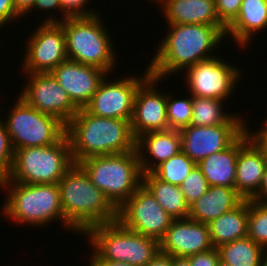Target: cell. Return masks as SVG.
Wrapping results in <instances>:
<instances>
[{
	"instance_id": "cell-1",
	"label": "cell",
	"mask_w": 267,
	"mask_h": 266,
	"mask_svg": "<svg viewBox=\"0 0 267 266\" xmlns=\"http://www.w3.org/2000/svg\"><path fill=\"white\" fill-rule=\"evenodd\" d=\"M169 29L149 62L150 74L166 79L198 62L216 57L211 54L226 39V27L205 24H168ZM222 41V42H221ZM180 71V72H179Z\"/></svg>"
},
{
	"instance_id": "cell-2",
	"label": "cell",
	"mask_w": 267,
	"mask_h": 266,
	"mask_svg": "<svg viewBox=\"0 0 267 266\" xmlns=\"http://www.w3.org/2000/svg\"><path fill=\"white\" fill-rule=\"evenodd\" d=\"M75 163L94 157L136 150L129 120L92 115L84 108L66 125Z\"/></svg>"
},
{
	"instance_id": "cell-3",
	"label": "cell",
	"mask_w": 267,
	"mask_h": 266,
	"mask_svg": "<svg viewBox=\"0 0 267 266\" xmlns=\"http://www.w3.org/2000/svg\"><path fill=\"white\" fill-rule=\"evenodd\" d=\"M64 219L76 234L91 227L117 221V208L99 190L79 163L58 182Z\"/></svg>"
},
{
	"instance_id": "cell-4",
	"label": "cell",
	"mask_w": 267,
	"mask_h": 266,
	"mask_svg": "<svg viewBox=\"0 0 267 266\" xmlns=\"http://www.w3.org/2000/svg\"><path fill=\"white\" fill-rule=\"evenodd\" d=\"M0 189H7L1 213L17 225L45 227L55 220L64 228L75 232L64 219L58 184H24L14 181H0Z\"/></svg>"
},
{
	"instance_id": "cell-5",
	"label": "cell",
	"mask_w": 267,
	"mask_h": 266,
	"mask_svg": "<svg viewBox=\"0 0 267 266\" xmlns=\"http://www.w3.org/2000/svg\"><path fill=\"white\" fill-rule=\"evenodd\" d=\"M99 13L67 17L59 23L65 33L68 59L100 68L111 75L117 55L113 39Z\"/></svg>"
},
{
	"instance_id": "cell-6",
	"label": "cell",
	"mask_w": 267,
	"mask_h": 266,
	"mask_svg": "<svg viewBox=\"0 0 267 266\" xmlns=\"http://www.w3.org/2000/svg\"><path fill=\"white\" fill-rule=\"evenodd\" d=\"M92 184L118 209L142 185V170L137 150L94 156L79 162Z\"/></svg>"
},
{
	"instance_id": "cell-7",
	"label": "cell",
	"mask_w": 267,
	"mask_h": 266,
	"mask_svg": "<svg viewBox=\"0 0 267 266\" xmlns=\"http://www.w3.org/2000/svg\"><path fill=\"white\" fill-rule=\"evenodd\" d=\"M83 237L101 260L146 266L160 252L158 240L129 230L118 221L93 226Z\"/></svg>"
},
{
	"instance_id": "cell-8",
	"label": "cell",
	"mask_w": 267,
	"mask_h": 266,
	"mask_svg": "<svg viewBox=\"0 0 267 266\" xmlns=\"http://www.w3.org/2000/svg\"><path fill=\"white\" fill-rule=\"evenodd\" d=\"M74 163L70 141L65 135L56 144L16 149L12 170L1 181L58 184Z\"/></svg>"
},
{
	"instance_id": "cell-9",
	"label": "cell",
	"mask_w": 267,
	"mask_h": 266,
	"mask_svg": "<svg viewBox=\"0 0 267 266\" xmlns=\"http://www.w3.org/2000/svg\"><path fill=\"white\" fill-rule=\"evenodd\" d=\"M12 106L4 122L14 151L56 144L66 135V125L62 121L30 106L19 95Z\"/></svg>"
},
{
	"instance_id": "cell-10",
	"label": "cell",
	"mask_w": 267,
	"mask_h": 266,
	"mask_svg": "<svg viewBox=\"0 0 267 266\" xmlns=\"http://www.w3.org/2000/svg\"><path fill=\"white\" fill-rule=\"evenodd\" d=\"M240 70L234 63L216 56L188 67L182 74L186 71L188 94L227 101L237 90L236 85L243 75Z\"/></svg>"
},
{
	"instance_id": "cell-11",
	"label": "cell",
	"mask_w": 267,
	"mask_h": 266,
	"mask_svg": "<svg viewBox=\"0 0 267 266\" xmlns=\"http://www.w3.org/2000/svg\"><path fill=\"white\" fill-rule=\"evenodd\" d=\"M173 220L143 184L117 209L123 227L159 242Z\"/></svg>"
},
{
	"instance_id": "cell-12",
	"label": "cell",
	"mask_w": 267,
	"mask_h": 266,
	"mask_svg": "<svg viewBox=\"0 0 267 266\" xmlns=\"http://www.w3.org/2000/svg\"><path fill=\"white\" fill-rule=\"evenodd\" d=\"M140 76H127L110 81L108 75L100 82L84 109L92 115L104 118L129 120L133 115L134 99L138 87L151 75L148 67ZM108 78V79H107Z\"/></svg>"
},
{
	"instance_id": "cell-13",
	"label": "cell",
	"mask_w": 267,
	"mask_h": 266,
	"mask_svg": "<svg viewBox=\"0 0 267 266\" xmlns=\"http://www.w3.org/2000/svg\"><path fill=\"white\" fill-rule=\"evenodd\" d=\"M31 32L34 33L26 41L22 73H51L68 59L65 33L59 22H42Z\"/></svg>"
},
{
	"instance_id": "cell-14",
	"label": "cell",
	"mask_w": 267,
	"mask_h": 266,
	"mask_svg": "<svg viewBox=\"0 0 267 266\" xmlns=\"http://www.w3.org/2000/svg\"><path fill=\"white\" fill-rule=\"evenodd\" d=\"M27 84L19 93L30 106L42 113L57 117L65 125L78 113L79 108L51 73H24Z\"/></svg>"
},
{
	"instance_id": "cell-15",
	"label": "cell",
	"mask_w": 267,
	"mask_h": 266,
	"mask_svg": "<svg viewBox=\"0 0 267 266\" xmlns=\"http://www.w3.org/2000/svg\"><path fill=\"white\" fill-rule=\"evenodd\" d=\"M248 124H220L214 126L189 125L179 130L181 151L196 164L212 153L228 148Z\"/></svg>"
},
{
	"instance_id": "cell-16",
	"label": "cell",
	"mask_w": 267,
	"mask_h": 266,
	"mask_svg": "<svg viewBox=\"0 0 267 266\" xmlns=\"http://www.w3.org/2000/svg\"><path fill=\"white\" fill-rule=\"evenodd\" d=\"M159 82L161 79L150 75L136 91L131 119L135 139L148 132L169 129L166 93L159 91Z\"/></svg>"
},
{
	"instance_id": "cell-17",
	"label": "cell",
	"mask_w": 267,
	"mask_h": 266,
	"mask_svg": "<svg viewBox=\"0 0 267 266\" xmlns=\"http://www.w3.org/2000/svg\"><path fill=\"white\" fill-rule=\"evenodd\" d=\"M213 248L209 226L189 218L174 219L160 241V251L172 257H189Z\"/></svg>"
},
{
	"instance_id": "cell-18",
	"label": "cell",
	"mask_w": 267,
	"mask_h": 266,
	"mask_svg": "<svg viewBox=\"0 0 267 266\" xmlns=\"http://www.w3.org/2000/svg\"><path fill=\"white\" fill-rule=\"evenodd\" d=\"M51 74L79 109L89 103L100 82L108 75L100 68L69 59L59 64Z\"/></svg>"
},
{
	"instance_id": "cell-19",
	"label": "cell",
	"mask_w": 267,
	"mask_h": 266,
	"mask_svg": "<svg viewBox=\"0 0 267 266\" xmlns=\"http://www.w3.org/2000/svg\"><path fill=\"white\" fill-rule=\"evenodd\" d=\"M267 162L259 146L245 130L239 136L235 189L244 200H257Z\"/></svg>"
},
{
	"instance_id": "cell-20",
	"label": "cell",
	"mask_w": 267,
	"mask_h": 266,
	"mask_svg": "<svg viewBox=\"0 0 267 266\" xmlns=\"http://www.w3.org/2000/svg\"><path fill=\"white\" fill-rule=\"evenodd\" d=\"M136 150L142 173L152 172L181 151V134L173 129L142 134L136 139Z\"/></svg>"
},
{
	"instance_id": "cell-21",
	"label": "cell",
	"mask_w": 267,
	"mask_h": 266,
	"mask_svg": "<svg viewBox=\"0 0 267 266\" xmlns=\"http://www.w3.org/2000/svg\"><path fill=\"white\" fill-rule=\"evenodd\" d=\"M166 24H205L226 27L218 18L215 0H159Z\"/></svg>"
},
{
	"instance_id": "cell-22",
	"label": "cell",
	"mask_w": 267,
	"mask_h": 266,
	"mask_svg": "<svg viewBox=\"0 0 267 266\" xmlns=\"http://www.w3.org/2000/svg\"><path fill=\"white\" fill-rule=\"evenodd\" d=\"M266 28L267 0H242L237 17L226 27V40L232 39L244 50L254 34Z\"/></svg>"
},
{
	"instance_id": "cell-23",
	"label": "cell",
	"mask_w": 267,
	"mask_h": 266,
	"mask_svg": "<svg viewBox=\"0 0 267 266\" xmlns=\"http://www.w3.org/2000/svg\"><path fill=\"white\" fill-rule=\"evenodd\" d=\"M243 200L235 188L209 186L208 190L189 206L188 218L209 224L238 206Z\"/></svg>"
},
{
	"instance_id": "cell-24",
	"label": "cell",
	"mask_w": 267,
	"mask_h": 266,
	"mask_svg": "<svg viewBox=\"0 0 267 266\" xmlns=\"http://www.w3.org/2000/svg\"><path fill=\"white\" fill-rule=\"evenodd\" d=\"M239 137L226 149L212 153L197 163L209 186L235 188Z\"/></svg>"
},
{
	"instance_id": "cell-25",
	"label": "cell",
	"mask_w": 267,
	"mask_h": 266,
	"mask_svg": "<svg viewBox=\"0 0 267 266\" xmlns=\"http://www.w3.org/2000/svg\"><path fill=\"white\" fill-rule=\"evenodd\" d=\"M249 200H243L238 206L212 220L209 226L213 247L247 237Z\"/></svg>"
},
{
	"instance_id": "cell-26",
	"label": "cell",
	"mask_w": 267,
	"mask_h": 266,
	"mask_svg": "<svg viewBox=\"0 0 267 266\" xmlns=\"http://www.w3.org/2000/svg\"><path fill=\"white\" fill-rule=\"evenodd\" d=\"M142 184L173 219L188 218L189 206L179 186L158 179L152 172L143 173Z\"/></svg>"
},
{
	"instance_id": "cell-27",
	"label": "cell",
	"mask_w": 267,
	"mask_h": 266,
	"mask_svg": "<svg viewBox=\"0 0 267 266\" xmlns=\"http://www.w3.org/2000/svg\"><path fill=\"white\" fill-rule=\"evenodd\" d=\"M226 102L227 101L221 99L192 96V116L190 125L214 126L220 124H246L245 116H243V120V117L239 114H232L223 110V105L226 104Z\"/></svg>"
},
{
	"instance_id": "cell-28",
	"label": "cell",
	"mask_w": 267,
	"mask_h": 266,
	"mask_svg": "<svg viewBox=\"0 0 267 266\" xmlns=\"http://www.w3.org/2000/svg\"><path fill=\"white\" fill-rule=\"evenodd\" d=\"M220 261L231 266H260L265 250L244 237L217 248Z\"/></svg>"
},
{
	"instance_id": "cell-29",
	"label": "cell",
	"mask_w": 267,
	"mask_h": 266,
	"mask_svg": "<svg viewBox=\"0 0 267 266\" xmlns=\"http://www.w3.org/2000/svg\"><path fill=\"white\" fill-rule=\"evenodd\" d=\"M197 164L182 151L159 164L152 173L160 180L181 186L185 177Z\"/></svg>"
},
{
	"instance_id": "cell-30",
	"label": "cell",
	"mask_w": 267,
	"mask_h": 266,
	"mask_svg": "<svg viewBox=\"0 0 267 266\" xmlns=\"http://www.w3.org/2000/svg\"><path fill=\"white\" fill-rule=\"evenodd\" d=\"M247 237L267 250V202L249 200Z\"/></svg>"
},
{
	"instance_id": "cell-31",
	"label": "cell",
	"mask_w": 267,
	"mask_h": 266,
	"mask_svg": "<svg viewBox=\"0 0 267 266\" xmlns=\"http://www.w3.org/2000/svg\"><path fill=\"white\" fill-rule=\"evenodd\" d=\"M187 97V98H186ZM176 98L173 93H166L167 119L169 129L180 130L191 124L192 95Z\"/></svg>"
},
{
	"instance_id": "cell-32",
	"label": "cell",
	"mask_w": 267,
	"mask_h": 266,
	"mask_svg": "<svg viewBox=\"0 0 267 266\" xmlns=\"http://www.w3.org/2000/svg\"><path fill=\"white\" fill-rule=\"evenodd\" d=\"M188 206L202 196L209 188L205 176L196 165L180 186Z\"/></svg>"
},
{
	"instance_id": "cell-33",
	"label": "cell",
	"mask_w": 267,
	"mask_h": 266,
	"mask_svg": "<svg viewBox=\"0 0 267 266\" xmlns=\"http://www.w3.org/2000/svg\"><path fill=\"white\" fill-rule=\"evenodd\" d=\"M5 109L0 107V115ZM2 120V121H1ZM0 116V181L7 178L12 170L14 150L12 148L6 124Z\"/></svg>"
},
{
	"instance_id": "cell-34",
	"label": "cell",
	"mask_w": 267,
	"mask_h": 266,
	"mask_svg": "<svg viewBox=\"0 0 267 266\" xmlns=\"http://www.w3.org/2000/svg\"><path fill=\"white\" fill-rule=\"evenodd\" d=\"M242 0H215L219 20L227 27L238 15Z\"/></svg>"
},
{
	"instance_id": "cell-35",
	"label": "cell",
	"mask_w": 267,
	"mask_h": 266,
	"mask_svg": "<svg viewBox=\"0 0 267 266\" xmlns=\"http://www.w3.org/2000/svg\"><path fill=\"white\" fill-rule=\"evenodd\" d=\"M39 9V10H38ZM45 11L46 13H48V11H53L55 12L56 11H61L60 14H59V18L55 16V14H52L47 16L45 19H43L42 22H61L63 21L65 18L69 17L62 9V6H61V3H60V0H35V3L33 5V8L27 13H31V11ZM61 17V18H60ZM57 18V19H56Z\"/></svg>"
},
{
	"instance_id": "cell-36",
	"label": "cell",
	"mask_w": 267,
	"mask_h": 266,
	"mask_svg": "<svg viewBox=\"0 0 267 266\" xmlns=\"http://www.w3.org/2000/svg\"><path fill=\"white\" fill-rule=\"evenodd\" d=\"M90 2L91 0H60L63 11L69 17L89 16L98 13L94 9L85 8V6H89L88 3Z\"/></svg>"
},
{
	"instance_id": "cell-37",
	"label": "cell",
	"mask_w": 267,
	"mask_h": 266,
	"mask_svg": "<svg viewBox=\"0 0 267 266\" xmlns=\"http://www.w3.org/2000/svg\"><path fill=\"white\" fill-rule=\"evenodd\" d=\"M187 258L191 266H218L220 261L218 250L215 247Z\"/></svg>"
},
{
	"instance_id": "cell-38",
	"label": "cell",
	"mask_w": 267,
	"mask_h": 266,
	"mask_svg": "<svg viewBox=\"0 0 267 266\" xmlns=\"http://www.w3.org/2000/svg\"><path fill=\"white\" fill-rule=\"evenodd\" d=\"M22 16L16 11L13 0H0V26L20 20Z\"/></svg>"
},
{
	"instance_id": "cell-39",
	"label": "cell",
	"mask_w": 267,
	"mask_h": 266,
	"mask_svg": "<svg viewBox=\"0 0 267 266\" xmlns=\"http://www.w3.org/2000/svg\"><path fill=\"white\" fill-rule=\"evenodd\" d=\"M246 130L249 132L250 138L259 146L262 150L265 160L267 162V130L260 127L258 130L256 129L255 133L251 132V128L246 127ZM251 132V133H250Z\"/></svg>"
},
{
	"instance_id": "cell-40",
	"label": "cell",
	"mask_w": 267,
	"mask_h": 266,
	"mask_svg": "<svg viewBox=\"0 0 267 266\" xmlns=\"http://www.w3.org/2000/svg\"><path fill=\"white\" fill-rule=\"evenodd\" d=\"M89 260L90 266H132L126 262L101 260L93 251Z\"/></svg>"
},
{
	"instance_id": "cell-41",
	"label": "cell",
	"mask_w": 267,
	"mask_h": 266,
	"mask_svg": "<svg viewBox=\"0 0 267 266\" xmlns=\"http://www.w3.org/2000/svg\"><path fill=\"white\" fill-rule=\"evenodd\" d=\"M146 266H172V256L160 251Z\"/></svg>"
},
{
	"instance_id": "cell-42",
	"label": "cell",
	"mask_w": 267,
	"mask_h": 266,
	"mask_svg": "<svg viewBox=\"0 0 267 266\" xmlns=\"http://www.w3.org/2000/svg\"><path fill=\"white\" fill-rule=\"evenodd\" d=\"M16 11L23 17L33 8L35 0H13ZM25 15V16H24Z\"/></svg>"
},
{
	"instance_id": "cell-43",
	"label": "cell",
	"mask_w": 267,
	"mask_h": 266,
	"mask_svg": "<svg viewBox=\"0 0 267 266\" xmlns=\"http://www.w3.org/2000/svg\"><path fill=\"white\" fill-rule=\"evenodd\" d=\"M258 201L267 202V165L265 167L263 180L258 191Z\"/></svg>"
},
{
	"instance_id": "cell-44",
	"label": "cell",
	"mask_w": 267,
	"mask_h": 266,
	"mask_svg": "<svg viewBox=\"0 0 267 266\" xmlns=\"http://www.w3.org/2000/svg\"><path fill=\"white\" fill-rule=\"evenodd\" d=\"M172 266H191V264L188 258L172 257Z\"/></svg>"
},
{
	"instance_id": "cell-45",
	"label": "cell",
	"mask_w": 267,
	"mask_h": 266,
	"mask_svg": "<svg viewBox=\"0 0 267 266\" xmlns=\"http://www.w3.org/2000/svg\"><path fill=\"white\" fill-rule=\"evenodd\" d=\"M260 266H267V250L263 254Z\"/></svg>"
},
{
	"instance_id": "cell-46",
	"label": "cell",
	"mask_w": 267,
	"mask_h": 266,
	"mask_svg": "<svg viewBox=\"0 0 267 266\" xmlns=\"http://www.w3.org/2000/svg\"><path fill=\"white\" fill-rule=\"evenodd\" d=\"M267 107V106H266ZM262 124H261V126L263 127V129H265V130H267V116H266V120L264 119L262 122H261Z\"/></svg>"
},
{
	"instance_id": "cell-47",
	"label": "cell",
	"mask_w": 267,
	"mask_h": 266,
	"mask_svg": "<svg viewBox=\"0 0 267 266\" xmlns=\"http://www.w3.org/2000/svg\"><path fill=\"white\" fill-rule=\"evenodd\" d=\"M218 266H231V265L226 264V263H224V262H222V261H219Z\"/></svg>"
},
{
	"instance_id": "cell-48",
	"label": "cell",
	"mask_w": 267,
	"mask_h": 266,
	"mask_svg": "<svg viewBox=\"0 0 267 266\" xmlns=\"http://www.w3.org/2000/svg\"><path fill=\"white\" fill-rule=\"evenodd\" d=\"M146 1H149V2L151 1L156 4L159 0H146Z\"/></svg>"
}]
</instances>
